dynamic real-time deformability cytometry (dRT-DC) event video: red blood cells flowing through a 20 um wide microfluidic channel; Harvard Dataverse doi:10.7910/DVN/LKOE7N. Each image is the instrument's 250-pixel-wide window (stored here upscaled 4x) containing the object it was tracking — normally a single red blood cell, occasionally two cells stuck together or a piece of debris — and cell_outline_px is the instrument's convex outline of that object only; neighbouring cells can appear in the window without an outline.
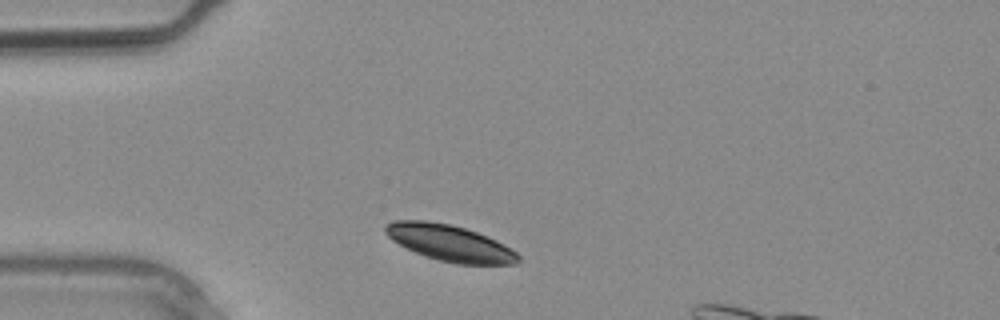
{"species": "common noctule bat (a hibernating species)", "species_latin": "Nyctalus noctula", "temperature_condition": "warm", "stored_images_in_passage": 1, "camera_frame_rate_fps": 3000, "um_per_image_px": 0.085, "animal": {"sex": "male", "body_mass_g": 20.4}, "frame": {"image": 1, "passage_image": 1, "time_ms": 0.0, "image_size_px": [1000, 320], "cell_outline_px": [[520, 260], [516, 264], [456, 264], [424, 256], [392, 240], [384, 232], [384, 224], [392, 220], [428, 220], [452, 224], [488, 236], [504, 244], [516, 252], [520, 256]], "centroid_in_image_um": [38.22, 20.64], "position_along_channel_um": 46.8, "area_um2": 28.15}}